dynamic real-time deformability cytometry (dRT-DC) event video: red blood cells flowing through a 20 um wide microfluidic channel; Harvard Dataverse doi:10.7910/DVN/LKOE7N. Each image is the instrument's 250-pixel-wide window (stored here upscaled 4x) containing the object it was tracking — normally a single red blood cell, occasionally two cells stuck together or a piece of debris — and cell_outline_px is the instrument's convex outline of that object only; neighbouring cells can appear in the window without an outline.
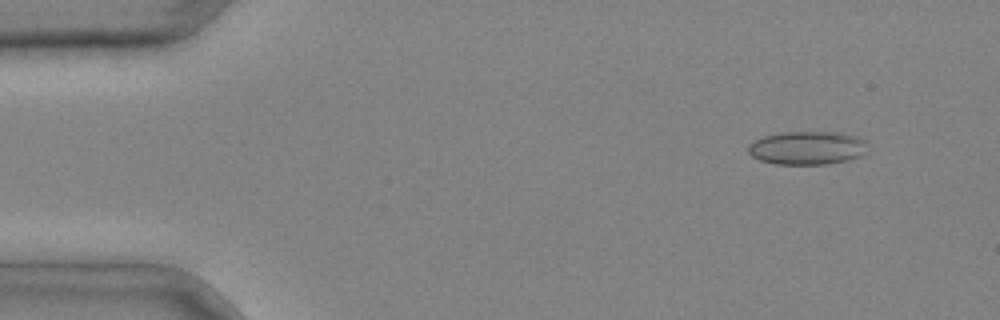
{"species": "common noctule bat (a hibernating species)", "species_latin": "Nyctalus noctula", "temperature_condition": "cold", "stored_images_in_passage": 3, "camera_frame_rate_fps": 3000, "um_per_image_px": 0.085, "animal": {"sex": "male", "body_mass_g": 20.4}, "frame": {"image": 1, "passage_image": 1, "time_ms": 0.0, "image_size_px": [1000, 320], "cell_outline_px": [[864, 152], [860, 156], [848, 160], [824, 164], [776, 164], [760, 160], [752, 156], [748, 152], [748, 144], [764, 136], [784, 132], [840, 132], [856, 136], [864, 140]], "centroid_in_image_um": [68.58, 12.57], "position_along_channel_um": 16.4, "area_um2": 23.0}}
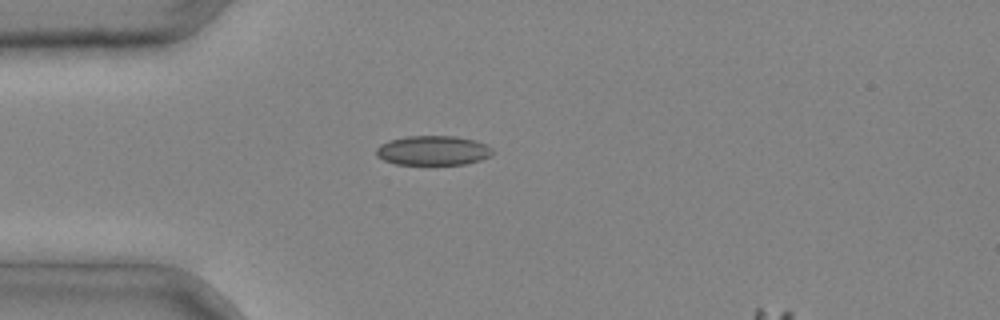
{"frame": {"image": 2, "passage_image": 3, "time_ms": 0.667, "image_size_px": [1000, 320], "cell_outline_px": [[492, 156], [480, 160], [464, 164], [396, 164], [384, 160], [376, 156], [376, 148], [380, 144], [404, 136], [456, 136], [472, 140], [484, 144], [492, 148]], "centroid_in_image_um": [36.79, 12.79], "position_along_channel_um": 48.2, "area_um2": 19.88}}